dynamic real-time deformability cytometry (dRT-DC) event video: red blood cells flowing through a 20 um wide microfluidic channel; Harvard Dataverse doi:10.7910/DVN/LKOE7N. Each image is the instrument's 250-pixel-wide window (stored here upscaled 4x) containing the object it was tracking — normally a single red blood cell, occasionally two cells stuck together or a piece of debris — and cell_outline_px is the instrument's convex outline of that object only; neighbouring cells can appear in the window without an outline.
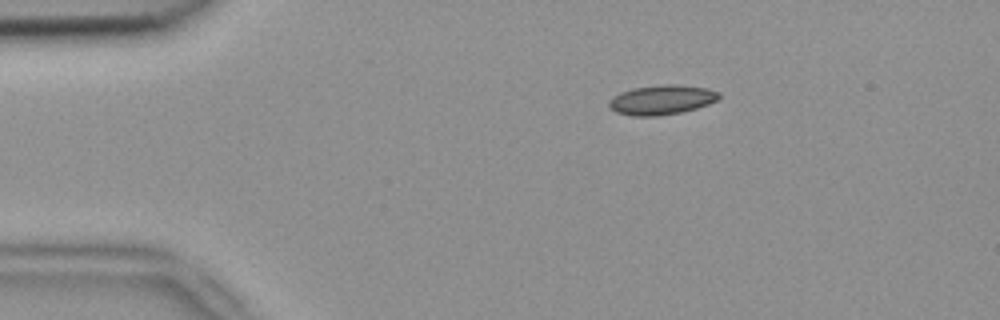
{"species": "common noctule bat (a hibernating species)", "species_latin": "Nyctalus noctula", "temperature_condition": "room temperature", "stored_images_in_passage": 5, "camera_frame_rate_fps": 3000, "um_per_image_px": 0.085, "animal": {"sex": "female", "body_mass_g": 18.4}, "frame": {"image": 1, "passage_image": 5, "time_ms": 1.333, "image_size_px": [1000, 320], "cell_outline_px": [[720, 96], [716, 100], [708, 104], [696, 108], [680, 112], [656, 116], [632, 116], [616, 112], [608, 108], [608, 100], [612, 96], [620, 92], [632, 88], [660, 84], [676, 84], [708, 88], [720, 92]], "centroid_in_image_um": [56.2, 8.47], "position_along_channel_um": 28.8, "area_um2": 19.19}}